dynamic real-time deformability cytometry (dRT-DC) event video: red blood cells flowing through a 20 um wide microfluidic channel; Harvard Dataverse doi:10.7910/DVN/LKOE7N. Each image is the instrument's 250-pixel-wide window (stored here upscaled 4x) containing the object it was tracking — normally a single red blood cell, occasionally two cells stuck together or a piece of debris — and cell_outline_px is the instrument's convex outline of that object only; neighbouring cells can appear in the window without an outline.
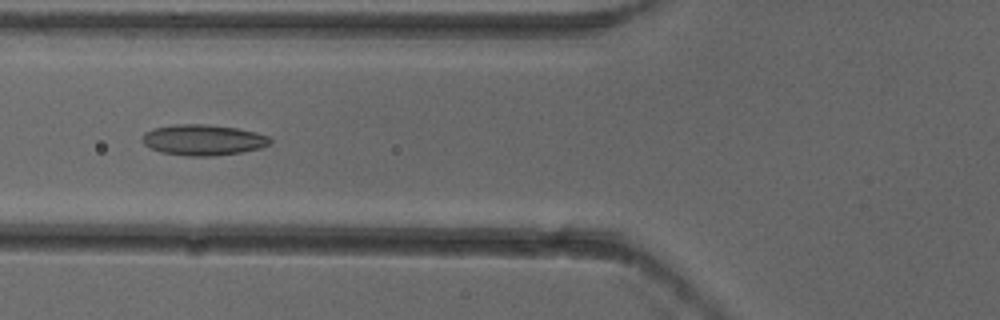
{"species": "common noctule bat (a hibernating species)", "species_latin": "Nyctalus noctula", "temperature_condition": "cold", "stored_images_in_passage": 8, "camera_frame_rate_fps": 3000, "um_per_image_px": 0.085, "animal": {"sex": "female"}, "frame": {"image": 1, "passage_image": 5, "time_ms": 1.333, "image_size_px": [1000, 320], "cell_outline_px": [[272, 140], [268, 144], [260, 148], [240, 152], [212, 156], [184, 156], [160, 152], [148, 148], [140, 140], [144, 132], [152, 128], [176, 124], [204, 124], [236, 128], [256, 132], [268, 136]], "centroid_in_image_um": [17.19, 11.89], "position_along_channel_um": 108.6, "area_um2": 23.06}}
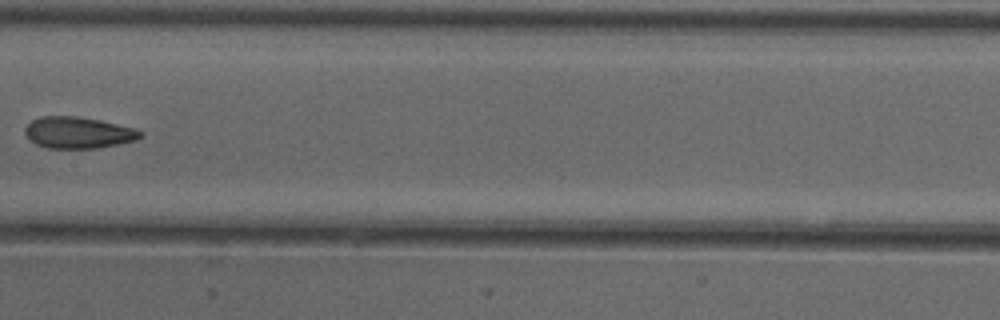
{"frame": {"image": 2, "passage_image": 7, "time_ms": 2.0, "image_size_px": [1000, 320], "cell_outline_px": [[144, 136], [136, 140], [120, 144], [96, 148], [48, 148], [36, 144], [24, 132], [24, 128], [32, 120], [40, 116], [76, 116], [100, 120], [132, 128], [144, 132]], "centroid_in_image_um": [6.66, 11.27], "position_along_channel_um": 200.7, "area_um2": 21.1}}
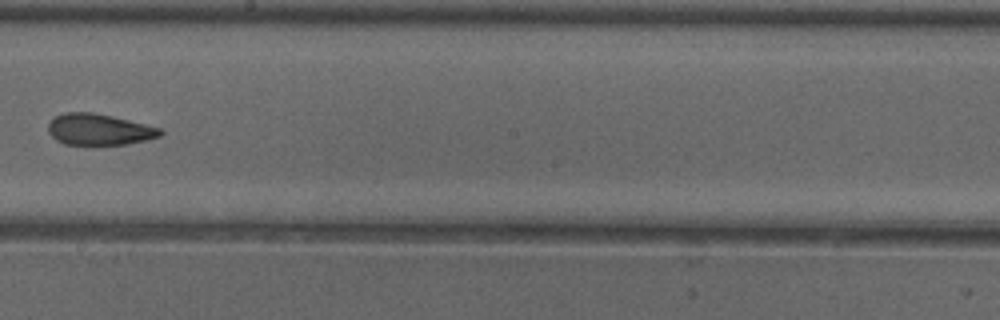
{"frame": {"image": 3, "passage_image": 8, "time_ms": 2.333, "image_size_px": [1000, 320], "cell_outline_px": [[164, 132], [160, 136], [148, 140], [124, 144], [64, 144], [56, 140], [48, 132], [48, 124], [56, 116], [64, 112], [92, 112], [112, 116], [160, 128]], "centroid_in_image_um": [8.42, 11.0], "position_along_channel_um": 239.8, "area_um2": 20.23}}